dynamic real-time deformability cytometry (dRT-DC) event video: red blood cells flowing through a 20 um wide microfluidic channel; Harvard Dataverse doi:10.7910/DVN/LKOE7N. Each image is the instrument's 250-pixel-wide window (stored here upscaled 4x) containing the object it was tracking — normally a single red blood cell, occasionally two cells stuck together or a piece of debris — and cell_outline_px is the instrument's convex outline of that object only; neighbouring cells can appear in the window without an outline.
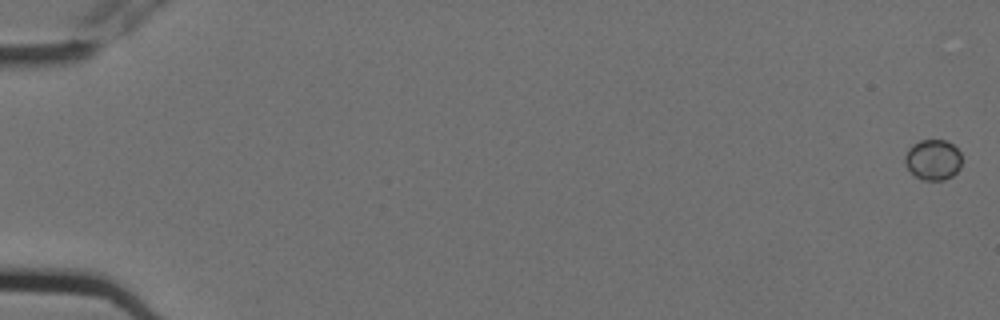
{"species": "Egyptian fruit bat (a non-hibernating species)", "species_latin": "Rousettus aegyptiacus", "temperature_condition": "cold", "stored_images_in_passage": 6, "segment_of_instrument_passage": [2, 2], "camera_frame_rate_fps": 3000, "um_per_image_px": 0.085, "animal": {"sex": "female"}, "frame": {"image": 1, "passage_image": 6, "time_ms": 1.667, "image_size_px": [1000, 320], "cell_outline_px": [[960, 168], [952, 176], [944, 180], [924, 180], [916, 176], [904, 164], [904, 156], [908, 148], [912, 144], [920, 140], [944, 140], [952, 144], [960, 152]], "centroid_in_image_um": [79.28, 13.57], "position_along_channel_um": 5.7, "area_um2": 13.41}}